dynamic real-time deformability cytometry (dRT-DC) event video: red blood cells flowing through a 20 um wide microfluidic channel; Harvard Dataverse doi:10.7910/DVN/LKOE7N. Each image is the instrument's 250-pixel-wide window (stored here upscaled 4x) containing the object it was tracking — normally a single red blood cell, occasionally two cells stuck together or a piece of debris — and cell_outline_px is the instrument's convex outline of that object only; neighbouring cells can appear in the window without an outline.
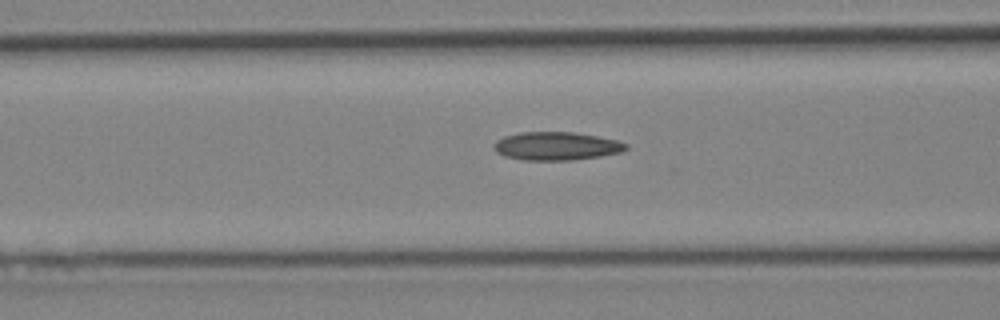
{"species": "Egyptian fruit bat (a non-hibernating species)", "species_latin": "Rousettus aegyptiacus", "temperature_condition": "cold", "stored_images_in_passage": 8, "camera_frame_rate_fps": 3000, "um_per_image_px": 0.085, "animal": {"sex": "female"}, "frame": {"image": 1, "passage_image": 4, "time_ms": 1.0, "image_size_px": [1000, 320], "cell_outline_px": [[628, 148], [620, 152], [600, 156], [572, 160], [524, 160], [504, 156], [496, 152], [492, 148], [492, 144], [496, 140], [504, 136], [520, 132], [572, 132], [596, 136], [616, 140], [628, 144]], "centroid_in_image_um": [47.24, 12.41], "position_along_channel_um": 119.4, "area_um2": 21.79}}
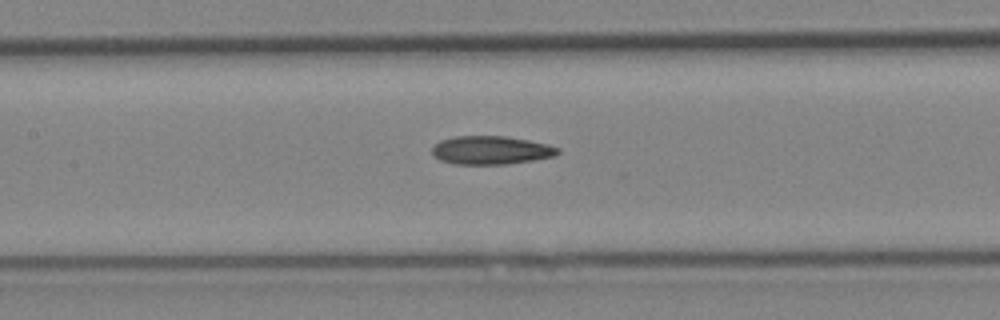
{"frame": {"image": 2, "passage_image": 7, "time_ms": 2.0, "image_size_px": [1000, 320], "cell_outline_px": [[560, 152], [556, 156], [532, 160], [504, 164], [456, 164], [440, 160], [432, 152], [432, 148], [440, 140], [456, 136], [508, 136], [548, 144], [560, 148]], "centroid_in_image_um": [41.77, 12.76], "position_along_channel_um": 165.6, "area_um2": 20.75}}